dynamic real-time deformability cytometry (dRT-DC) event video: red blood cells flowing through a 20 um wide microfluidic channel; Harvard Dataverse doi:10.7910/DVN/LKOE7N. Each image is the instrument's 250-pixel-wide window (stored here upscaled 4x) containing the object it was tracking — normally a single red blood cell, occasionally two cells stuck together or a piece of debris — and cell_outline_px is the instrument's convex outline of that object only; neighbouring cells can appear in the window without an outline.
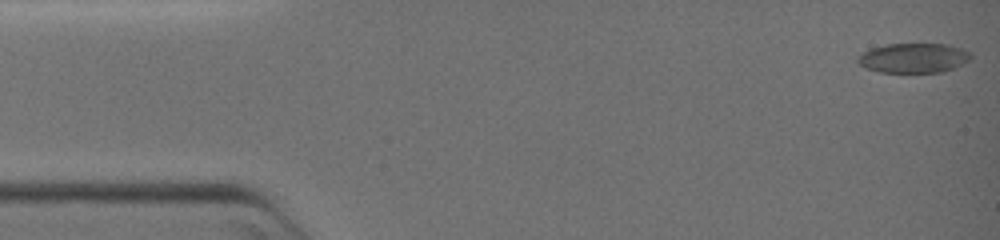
{"species": "common noctule bat (a hibernating species)", "species_latin": "Nyctalus noctula", "temperature_condition": "warm", "stored_images_in_passage": 61, "camera_frame_rate_fps": 3000, "um_per_image_px": 0.085, "animal": {"sex": "female", "body_mass_g": 19.0, "forearm_length_mm": 51.5}, "frame": {"image": 1, "passage_image": 1, "time_ms": 0.0, "image_size_px": [1000, 240], "cell_outline_px": [[972, 56], [968, 60], [944, 72], [880, 72], [864, 68], [856, 60], [856, 56], [872, 48], [884, 44], [948, 44], [960, 48], [968, 52]], "centroid_in_image_um": [77.59, 4.93], "position_along_channel_um": 7.4, "area_um2": 19.42}}
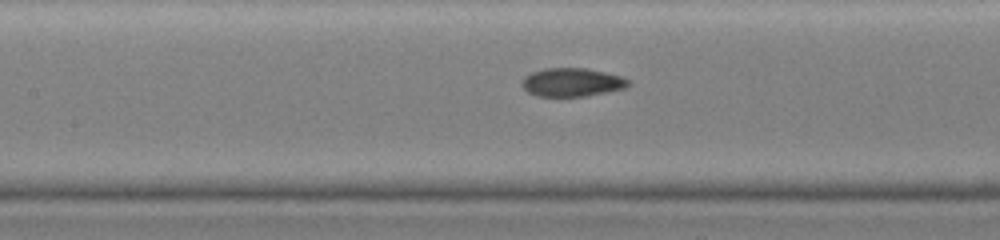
{"frame": {"image": 2, "passage_image": 27, "time_ms": 8.667, "image_size_px": [1000, 240], "cell_outline_px": [[632, 84], [624, 88], [608, 92], [588, 96], [536, 96], [528, 92], [520, 84], [520, 80], [524, 76], [532, 72], [544, 68], [584, 68], [604, 72], [620, 76], [628, 80]], "centroid_in_image_um": [48.58, 7.0], "position_along_channel_um": 158.8, "area_um2": 17.74}}
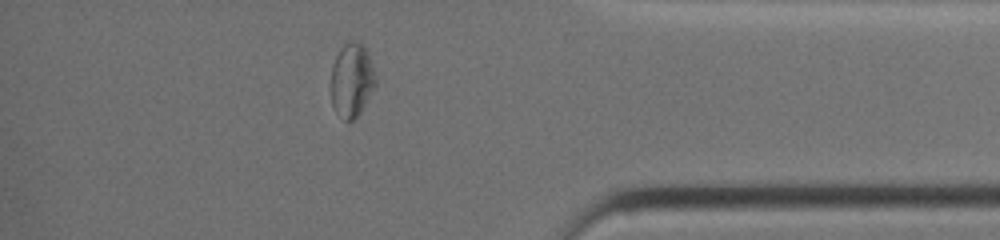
{"frame": {"image": 3, "passage_image": 52, "time_ms": 17.0, "image_size_px": [1000, 240], "cell_outline_px": [[376, 84], [360, 112], [352, 120], [344, 120], [332, 104], [332, 64], [340, 48], [348, 40], [352, 40], [360, 44], [364, 48], [368, 56], [376, 76]], "centroid_in_image_um": [29.9, 6.79], "position_along_channel_um": 405.3, "area_um2": 18.67}}